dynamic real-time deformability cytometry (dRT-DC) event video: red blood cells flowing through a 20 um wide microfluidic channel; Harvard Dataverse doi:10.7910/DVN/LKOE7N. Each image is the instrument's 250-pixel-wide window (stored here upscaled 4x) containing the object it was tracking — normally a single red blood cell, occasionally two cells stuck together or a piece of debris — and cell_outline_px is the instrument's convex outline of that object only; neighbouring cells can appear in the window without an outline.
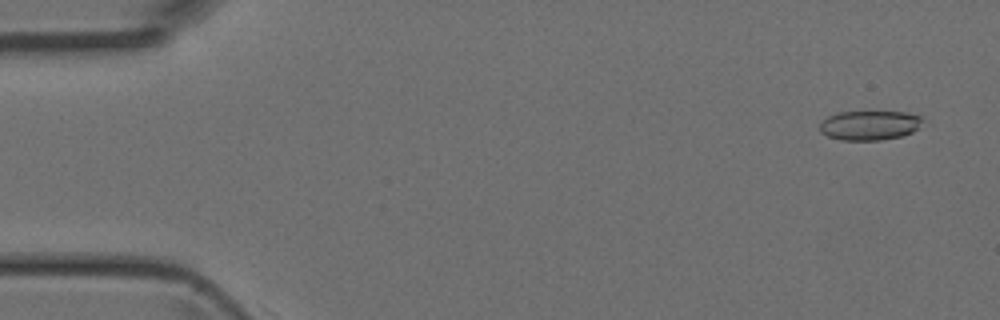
{"species": "Egyptian fruit bat (a non-hibernating species)", "species_latin": "Rousettus aegyptiacus", "temperature_condition": "room temperature", "stored_images_in_passage": 4, "segment_of_instrument_passage": [2, 2], "camera_frame_rate_fps": 3000, "um_per_image_px": 0.085, "animal": {"sex": "female"}, "frame": {"image": 1, "passage_image": 4, "time_ms": 1.0, "image_size_px": [1000, 320], "cell_outline_px": [[920, 120], [916, 128], [912, 132], [900, 136], [880, 140], [840, 140], [828, 136], [820, 132], [820, 124], [828, 116], [836, 112], [908, 112], [920, 116]], "centroid_in_image_um": [73.85, 10.65], "position_along_channel_um": 11.1, "area_um2": 17.4}}